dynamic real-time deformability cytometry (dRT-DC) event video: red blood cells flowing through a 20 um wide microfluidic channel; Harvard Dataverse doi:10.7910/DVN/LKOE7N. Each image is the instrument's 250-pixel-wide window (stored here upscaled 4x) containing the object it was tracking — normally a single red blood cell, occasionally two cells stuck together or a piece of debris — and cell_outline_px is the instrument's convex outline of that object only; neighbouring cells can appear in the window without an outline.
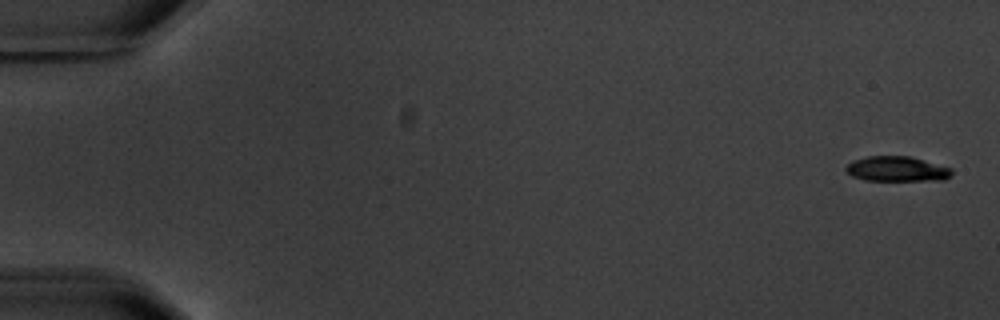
{"species": "common noctule bat (a hibernating species)", "species_latin": "Nyctalus noctula", "temperature_condition": "warm", "stored_images_in_passage": 8, "camera_frame_rate_fps": 3000, "um_per_image_px": 0.085, "animal": {"sex": "male", "body_mass_g": 20.1, "forearm_length_mm": 53.5}, "frame": {"image": 1, "passage_image": 1, "time_ms": 0.0, "image_size_px": [1000, 320], "cell_outline_px": [[952, 172], [944, 180], [864, 180], [852, 176], [844, 168], [852, 160], [868, 156], [912, 156], [952, 168]], "centroid_in_image_um": [76.23, 14.35], "position_along_channel_um": 8.8, "area_um2": 15.43}}
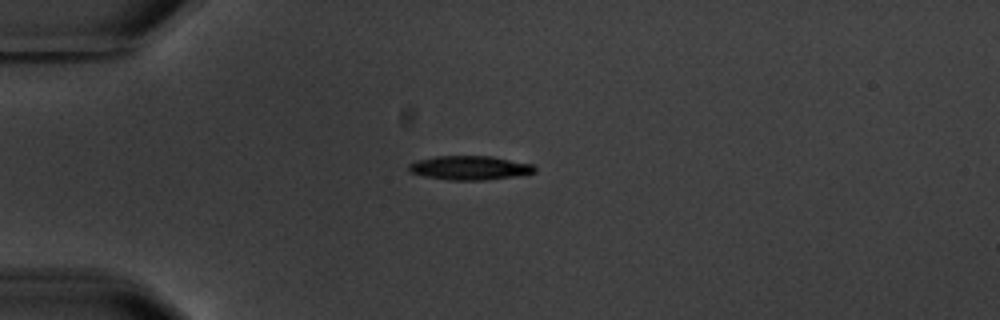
{"frame": {"image": 2, "passage_image": 5, "time_ms": 4.667, "image_size_px": [1000, 320], "cell_outline_px": [[536, 172], [516, 176], [484, 180], [452, 180], [424, 176], [412, 172], [408, 168], [408, 164], [416, 160], [436, 156], [492, 156], [532, 164], [536, 168]], "centroid_in_image_um": [39.94, 14.26], "position_along_channel_um": 45.1, "area_um2": 17.57}}
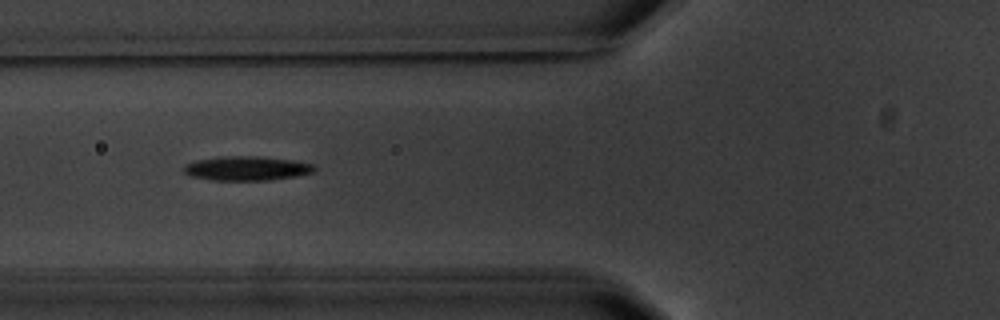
{"frame": {"image": 3, "passage_image": 7, "time_ms": 7.0, "image_size_px": [1000, 320], "cell_outline_px": [[316, 168], [312, 172], [296, 176], [268, 180], [212, 180], [192, 176], [184, 172], [184, 164], [196, 160], [224, 156], [260, 156], [292, 160], [316, 164]], "centroid_in_image_um": [20.99, 14.3], "position_along_channel_um": 104.8, "area_um2": 18.44}}